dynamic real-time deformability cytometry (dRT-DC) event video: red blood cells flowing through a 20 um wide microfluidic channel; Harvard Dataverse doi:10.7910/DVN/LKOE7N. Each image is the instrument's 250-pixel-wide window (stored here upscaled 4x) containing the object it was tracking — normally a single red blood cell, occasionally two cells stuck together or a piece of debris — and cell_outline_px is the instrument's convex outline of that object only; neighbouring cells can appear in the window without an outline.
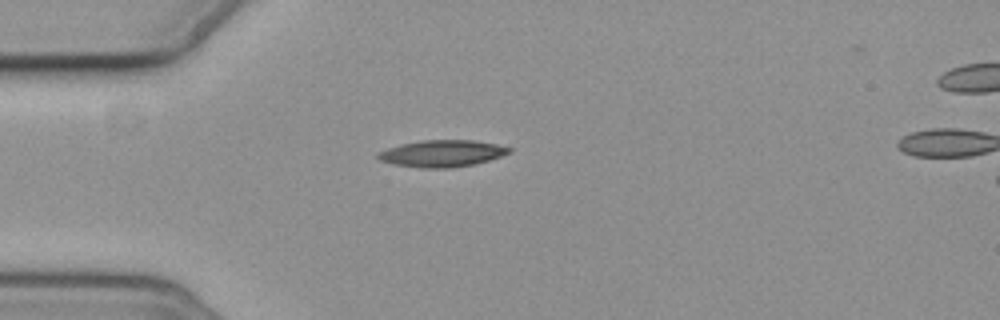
{"species": "common noctule bat (a hibernating species)", "species_latin": "Nyctalus noctula", "temperature_condition": "cold", "stored_images_in_passage": 4, "camera_frame_rate_fps": 3000, "um_per_image_px": 0.085, "animal": {"sex": "female", "body_mass_g": 19.3, "forearm_length_mm": 54.1}, "frame": {"image": 1, "passage_image": 4, "time_ms": 3.667, "image_size_px": [1000, 320], "cell_outline_px": [[512, 152], [488, 160], [472, 164], [448, 168], [420, 168], [392, 164], [380, 160], [376, 156], [376, 152], [388, 148], [404, 144], [424, 140], [472, 140], [496, 144], [512, 148]], "centroid_in_image_um": [37.55, 13.05], "position_along_channel_um": 47.4, "area_um2": 20.29}}